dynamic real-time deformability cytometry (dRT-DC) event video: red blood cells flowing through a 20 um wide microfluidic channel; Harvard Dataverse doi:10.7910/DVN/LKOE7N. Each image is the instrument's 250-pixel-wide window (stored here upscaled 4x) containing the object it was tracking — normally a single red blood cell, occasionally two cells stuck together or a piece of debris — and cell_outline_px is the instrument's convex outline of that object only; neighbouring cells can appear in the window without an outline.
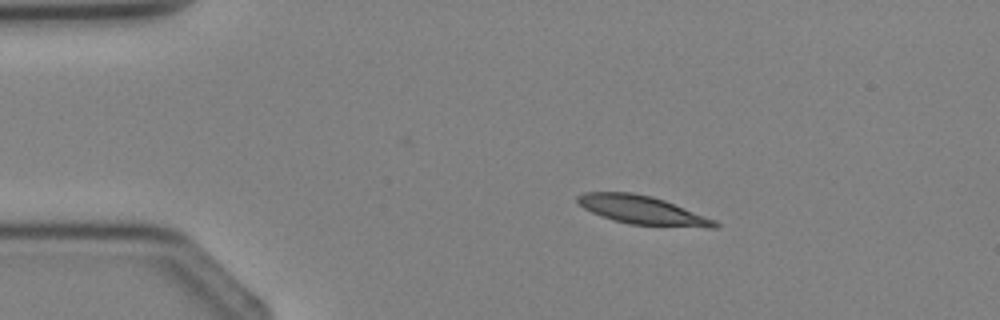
{"species": "Egyptian fruit bat (a non-hibernating species)", "species_latin": "Rousettus aegyptiacus", "temperature_condition": "cold", "stored_images_in_passage": 3, "camera_frame_rate_fps": 3000, "um_per_image_px": 0.085, "animal": {"sex": "female"}, "frame": {"image": 1, "passage_image": 1, "time_ms": 0.0, "image_size_px": [1000, 320], "cell_outline_px": [[720, 228], [708, 228], [628, 224], [592, 212], [584, 208], [576, 200], [576, 196], [584, 192], [632, 192], [652, 196], [664, 200], [716, 220], [720, 224]], "centroid_in_image_um": [54.64, 17.86], "position_along_channel_um": 30.4, "area_um2": 22.72}}